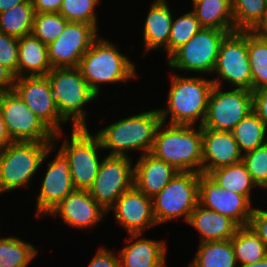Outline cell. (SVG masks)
Returning <instances> with one entry per match:
<instances>
[{
  "mask_svg": "<svg viewBox=\"0 0 267 267\" xmlns=\"http://www.w3.org/2000/svg\"><path fill=\"white\" fill-rule=\"evenodd\" d=\"M162 123L159 108L121 119L95 135L102 150L110 149L108 156H128V151L141 150L142 155L151 152L155 135Z\"/></svg>",
  "mask_w": 267,
  "mask_h": 267,
  "instance_id": "6da1fadb",
  "label": "cell"
},
{
  "mask_svg": "<svg viewBox=\"0 0 267 267\" xmlns=\"http://www.w3.org/2000/svg\"><path fill=\"white\" fill-rule=\"evenodd\" d=\"M150 153L180 172L201 173L202 126L195 129L191 125L168 124L166 127L162 122Z\"/></svg>",
  "mask_w": 267,
  "mask_h": 267,
  "instance_id": "7a4b0ae2",
  "label": "cell"
},
{
  "mask_svg": "<svg viewBox=\"0 0 267 267\" xmlns=\"http://www.w3.org/2000/svg\"><path fill=\"white\" fill-rule=\"evenodd\" d=\"M171 79V87L167 94V108L159 109L162 122L166 123V118L170 115L168 124L194 126L200 119L199 126H202L213 87L212 80L198 76L181 77L177 74H174Z\"/></svg>",
  "mask_w": 267,
  "mask_h": 267,
  "instance_id": "3957f363",
  "label": "cell"
},
{
  "mask_svg": "<svg viewBox=\"0 0 267 267\" xmlns=\"http://www.w3.org/2000/svg\"><path fill=\"white\" fill-rule=\"evenodd\" d=\"M62 133L53 142H11L0 152V193L29 187L31 178L44 163ZM0 194V195H1Z\"/></svg>",
  "mask_w": 267,
  "mask_h": 267,
  "instance_id": "277c9868",
  "label": "cell"
},
{
  "mask_svg": "<svg viewBox=\"0 0 267 267\" xmlns=\"http://www.w3.org/2000/svg\"><path fill=\"white\" fill-rule=\"evenodd\" d=\"M89 87L99 96L100 84L127 83L137 77L135 63L105 38L98 37L78 65Z\"/></svg>",
  "mask_w": 267,
  "mask_h": 267,
  "instance_id": "5b68a950",
  "label": "cell"
},
{
  "mask_svg": "<svg viewBox=\"0 0 267 267\" xmlns=\"http://www.w3.org/2000/svg\"><path fill=\"white\" fill-rule=\"evenodd\" d=\"M60 115L72 128H87L84 105L98 95L89 87L78 67L52 68L46 75Z\"/></svg>",
  "mask_w": 267,
  "mask_h": 267,
  "instance_id": "8992f818",
  "label": "cell"
},
{
  "mask_svg": "<svg viewBox=\"0 0 267 267\" xmlns=\"http://www.w3.org/2000/svg\"><path fill=\"white\" fill-rule=\"evenodd\" d=\"M199 176L197 172H178L152 198L153 213L158 224L183 217L188 223L191 212L198 204Z\"/></svg>",
  "mask_w": 267,
  "mask_h": 267,
  "instance_id": "52a82bcc",
  "label": "cell"
},
{
  "mask_svg": "<svg viewBox=\"0 0 267 267\" xmlns=\"http://www.w3.org/2000/svg\"><path fill=\"white\" fill-rule=\"evenodd\" d=\"M65 139L59 150L69 161L73 185L75 189L89 190L102 162L98 156L103 149L101 142L88 127L72 128L70 138Z\"/></svg>",
  "mask_w": 267,
  "mask_h": 267,
  "instance_id": "ba28073f",
  "label": "cell"
},
{
  "mask_svg": "<svg viewBox=\"0 0 267 267\" xmlns=\"http://www.w3.org/2000/svg\"><path fill=\"white\" fill-rule=\"evenodd\" d=\"M234 31L202 28L186 44L175 50L167 59L172 69L187 73H213L219 47L224 37Z\"/></svg>",
  "mask_w": 267,
  "mask_h": 267,
  "instance_id": "9c48e42d",
  "label": "cell"
},
{
  "mask_svg": "<svg viewBox=\"0 0 267 267\" xmlns=\"http://www.w3.org/2000/svg\"><path fill=\"white\" fill-rule=\"evenodd\" d=\"M211 79L213 85L222 86V81L235 89L252 91V73L247 48V31L228 33L222 40ZM221 78V79H219Z\"/></svg>",
  "mask_w": 267,
  "mask_h": 267,
  "instance_id": "30bf717a",
  "label": "cell"
},
{
  "mask_svg": "<svg viewBox=\"0 0 267 267\" xmlns=\"http://www.w3.org/2000/svg\"><path fill=\"white\" fill-rule=\"evenodd\" d=\"M0 111L12 142H53L55 134L13 90L0 94Z\"/></svg>",
  "mask_w": 267,
  "mask_h": 267,
  "instance_id": "8fae6325",
  "label": "cell"
},
{
  "mask_svg": "<svg viewBox=\"0 0 267 267\" xmlns=\"http://www.w3.org/2000/svg\"><path fill=\"white\" fill-rule=\"evenodd\" d=\"M221 89L213 85L202 127L231 132L245 116L253 111L252 91L233 88L226 92Z\"/></svg>",
  "mask_w": 267,
  "mask_h": 267,
  "instance_id": "7c38bea8",
  "label": "cell"
},
{
  "mask_svg": "<svg viewBox=\"0 0 267 267\" xmlns=\"http://www.w3.org/2000/svg\"><path fill=\"white\" fill-rule=\"evenodd\" d=\"M130 159L129 156L106 155L88 190L107 213L115 201L134 186V165Z\"/></svg>",
  "mask_w": 267,
  "mask_h": 267,
  "instance_id": "4fadbf2b",
  "label": "cell"
},
{
  "mask_svg": "<svg viewBox=\"0 0 267 267\" xmlns=\"http://www.w3.org/2000/svg\"><path fill=\"white\" fill-rule=\"evenodd\" d=\"M14 91L54 134L63 133L61 123L67 121L60 115L47 76L18 77Z\"/></svg>",
  "mask_w": 267,
  "mask_h": 267,
  "instance_id": "5bb4252c",
  "label": "cell"
},
{
  "mask_svg": "<svg viewBox=\"0 0 267 267\" xmlns=\"http://www.w3.org/2000/svg\"><path fill=\"white\" fill-rule=\"evenodd\" d=\"M94 25L68 21L61 36L48 47L52 68L78 67L81 58L98 38Z\"/></svg>",
  "mask_w": 267,
  "mask_h": 267,
  "instance_id": "9a60e30c",
  "label": "cell"
},
{
  "mask_svg": "<svg viewBox=\"0 0 267 267\" xmlns=\"http://www.w3.org/2000/svg\"><path fill=\"white\" fill-rule=\"evenodd\" d=\"M198 203L232 219L239 227L247 226L252 203L244 196L222 189L208 174L200 173Z\"/></svg>",
  "mask_w": 267,
  "mask_h": 267,
  "instance_id": "2e32d148",
  "label": "cell"
},
{
  "mask_svg": "<svg viewBox=\"0 0 267 267\" xmlns=\"http://www.w3.org/2000/svg\"><path fill=\"white\" fill-rule=\"evenodd\" d=\"M48 163V168L42 180L41 189L36 204V216H47L75 187L72 182L70 165L67 157L60 151Z\"/></svg>",
  "mask_w": 267,
  "mask_h": 267,
  "instance_id": "e0dca14e",
  "label": "cell"
},
{
  "mask_svg": "<svg viewBox=\"0 0 267 267\" xmlns=\"http://www.w3.org/2000/svg\"><path fill=\"white\" fill-rule=\"evenodd\" d=\"M110 209H113L116 221L128 234H143L148 227L157 225L152 198L135 186L124 192Z\"/></svg>",
  "mask_w": 267,
  "mask_h": 267,
  "instance_id": "ac0fdd59",
  "label": "cell"
},
{
  "mask_svg": "<svg viewBox=\"0 0 267 267\" xmlns=\"http://www.w3.org/2000/svg\"><path fill=\"white\" fill-rule=\"evenodd\" d=\"M60 216L69 227L84 229L94 227L107 216L88 190L75 189L57 204L48 215Z\"/></svg>",
  "mask_w": 267,
  "mask_h": 267,
  "instance_id": "d6986e66",
  "label": "cell"
},
{
  "mask_svg": "<svg viewBox=\"0 0 267 267\" xmlns=\"http://www.w3.org/2000/svg\"><path fill=\"white\" fill-rule=\"evenodd\" d=\"M242 157L232 132L202 127L201 173L209 174L216 168L237 164Z\"/></svg>",
  "mask_w": 267,
  "mask_h": 267,
  "instance_id": "ffe728a7",
  "label": "cell"
},
{
  "mask_svg": "<svg viewBox=\"0 0 267 267\" xmlns=\"http://www.w3.org/2000/svg\"><path fill=\"white\" fill-rule=\"evenodd\" d=\"M179 171L150 152L134 164V186L146 196L157 195Z\"/></svg>",
  "mask_w": 267,
  "mask_h": 267,
  "instance_id": "44dd1931",
  "label": "cell"
},
{
  "mask_svg": "<svg viewBox=\"0 0 267 267\" xmlns=\"http://www.w3.org/2000/svg\"><path fill=\"white\" fill-rule=\"evenodd\" d=\"M130 244L119 252L120 267H165L166 242L128 234ZM142 236V238H140ZM133 241V242H132Z\"/></svg>",
  "mask_w": 267,
  "mask_h": 267,
  "instance_id": "7402d4cb",
  "label": "cell"
},
{
  "mask_svg": "<svg viewBox=\"0 0 267 267\" xmlns=\"http://www.w3.org/2000/svg\"><path fill=\"white\" fill-rule=\"evenodd\" d=\"M167 0H155L145 19L143 39L145 53L164 48L169 57V36L173 20Z\"/></svg>",
  "mask_w": 267,
  "mask_h": 267,
  "instance_id": "603a6c76",
  "label": "cell"
},
{
  "mask_svg": "<svg viewBox=\"0 0 267 267\" xmlns=\"http://www.w3.org/2000/svg\"><path fill=\"white\" fill-rule=\"evenodd\" d=\"M188 224L200 233V242L225 241L231 239L238 225L229 217L204 208L199 203L191 212Z\"/></svg>",
  "mask_w": 267,
  "mask_h": 267,
  "instance_id": "cb8c5ba5",
  "label": "cell"
},
{
  "mask_svg": "<svg viewBox=\"0 0 267 267\" xmlns=\"http://www.w3.org/2000/svg\"><path fill=\"white\" fill-rule=\"evenodd\" d=\"M18 77L46 76L52 69L48 47L32 34L18 39Z\"/></svg>",
  "mask_w": 267,
  "mask_h": 267,
  "instance_id": "d4e9b609",
  "label": "cell"
},
{
  "mask_svg": "<svg viewBox=\"0 0 267 267\" xmlns=\"http://www.w3.org/2000/svg\"><path fill=\"white\" fill-rule=\"evenodd\" d=\"M192 11L202 28L235 31L232 0H201Z\"/></svg>",
  "mask_w": 267,
  "mask_h": 267,
  "instance_id": "484cf974",
  "label": "cell"
},
{
  "mask_svg": "<svg viewBox=\"0 0 267 267\" xmlns=\"http://www.w3.org/2000/svg\"><path fill=\"white\" fill-rule=\"evenodd\" d=\"M188 267H237L231 239L199 243L196 256Z\"/></svg>",
  "mask_w": 267,
  "mask_h": 267,
  "instance_id": "4316f807",
  "label": "cell"
},
{
  "mask_svg": "<svg viewBox=\"0 0 267 267\" xmlns=\"http://www.w3.org/2000/svg\"><path fill=\"white\" fill-rule=\"evenodd\" d=\"M216 183L225 190L233 191L236 194L244 195L251 202L253 187H257L241 162L233 165L223 166L214 169L208 174Z\"/></svg>",
  "mask_w": 267,
  "mask_h": 267,
  "instance_id": "83f0119b",
  "label": "cell"
},
{
  "mask_svg": "<svg viewBox=\"0 0 267 267\" xmlns=\"http://www.w3.org/2000/svg\"><path fill=\"white\" fill-rule=\"evenodd\" d=\"M231 243L237 264L256 263L267 256L264 243L249 225L238 227Z\"/></svg>",
  "mask_w": 267,
  "mask_h": 267,
  "instance_id": "f1b7e54d",
  "label": "cell"
},
{
  "mask_svg": "<svg viewBox=\"0 0 267 267\" xmlns=\"http://www.w3.org/2000/svg\"><path fill=\"white\" fill-rule=\"evenodd\" d=\"M247 48L252 73V91L267 89V37L247 31Z\"/></svg>",
  "mask_w": 267,
  "mask_h": 267,
  "instance_id": "f546056e",
  "label": "cell"
},
{
  "mask_svg": "<svg viewBox=\"0 0 267 267\" xmlns=\"http://www.w3.org/2000/svg\"><path fill=\"white\" fill-rule=\"evenodd\" d=\"M235 31H258L267 19L265 0H232Z\"/></svg>",
  "mask_w": 267,
  "mask_h": 267,
  "instance_id": "4dcf8cb0",
  "label": "cell"
},
{
  "mask_svg": "<svg viewBox=\"0 0 267 267\" xmlns=\"http://www.w3.org/2000/svg\"><path fill=\"white\" fill-rule=\"evenodd\" d=\"M231 132L242 154L267 143V127L254 111L245 116Z\"/></svg>",
  "mask_w": 267,
  "mask_h": 267,
  "instance_id": "1f68e13d",
  "label": "cell"
},
{
  "mask_svg": "<svg viewBox=\"0 0 267 267\" xmlns=\"http://www.w3.org/2000/svg\"><path fill=\"white\" fill-rule=\"evenodd\" d=\"M35 10L31 0L0 13V31L19 39L31 34Z\"/></svg>",
  "mask_w": 267,
  "mask_h": 267,
  "instance_id": "d6a6232c",
  "label": "cell"
},
{
  "mask_svg": "<svg viewBox=\"0 0 267 267\" xmlns=\"http://www.w3.org/2000/svg\"><path fill=\"white\" fill-rule=\"evenodd\" d=\"M38 251L18 237H1L0 267H27Z\"/></svg>",
  "mask_w": 267,
  "mask_h": 267,
  "instance_id": "836d02e7",
  "label": "cell"
},
{
  "mask_svg": "<svg viewBox=\"0 0 267 267\" xmlns=\"http://www.w3.org/2000/svg\"><path fill=\"white\" fill-rule=\"evenodd\" d=\"M67 22L60 13H35L31 34L48 46L61 36Z\"/></svg>",
  "mask_w": 267,
  "mask_h": 267,
  "instance_id": "e575fe53",
  "label": "cell"
},
{
  "mask_svg": "<svg viewBox=\"0 0 267 267\" xmlns=\"http://www.w3.org/2000/svg\"><path fill=\"white\" fill-rule=\"evenodd\" d=\"M202 27L193 11L172 20L169 36V56L186 44Z\"/></svg>",
  "mask_w": 267,
  "mask_h": 267,
  "instance_id": "d590c367",
  "label": "cell"
},
{
  "mask_svg": "<svg viewBox=\"0 0 267 267\" xmlns=\"http://www.w3.org/2000/svg\"><path fill=\"white\" fill-rule=\"evenodd\" d=\"M100 0H63L59 13L67 20L94 25L98 29L96 6Z\"/></svg>",
  "mask_w": 267,
  "mask_h": 267,
  "instance_id": "8d00e7d4",
  "label": "cell"
},
{
  "mask_svg": "<svg viewBox=\"0 0 267 267\" xmlns=\"http://www.w3.org/2000/svg\"><path fill=\"white\" fill-rule=\"evenodd\" d=\"M242 163L257 187L267 183V143L243 154Z\"/></svg>",
  "mask_w": 267,
  "mask_h": 267,
  "instance_id": "74e56055",
  "label": "cell"
},
{
  "mask_svg": "<svg viewBox=\"0 0 267 267\" xmlns=\"http://www.w3.org/2000/svg\"><path fill=\"white\" fill-rule=\"evenodd\" d=\"M18 39L0 31V64L18 78Z\"/></svg>",
  "mask_w": 267,
  "mask_h": 267,
  "instance_id": "f35d334b",
  "label": "cell"
},
{
  "mask_svg": "<svg viewBox=\"0 0 267 267\" xmlns=\"http://www.w3.org/2000/svg\"><path fill=\"white\" fill-rule=\"evenodd\" d=\"M264 243L267 249V211L254 208L248 224Z\"/></svg>",
  "mask_w": 267,
  "mask_h": 267,
  "instance_id": "ab89813d",
  "label": "cell"
},
{
  "mask_svg": "<svg viewBox=\"0 0 267 267\" xmlns=\"http://www.w3.org/2000/svg\"><path fill=\"white\" fill-rule=\"evenodd\" d=\"M89 267H120L119 257L103 246L98 249Z\"/></svg>",
  "mask_w": 267,
  "mask_h": 267,
  "instance_id": "60d3db41",
  "label": "cell"
},
{
  "mask_svg": "<svg viewBox=\"0 0 267 267\" xmlns=\"http://www.w3.org/2000/svg\"><path fill=\"white\" fill-rule=\"evenodd\" d=\"M253 111L267 127V89L252 91Z\"/></svg>",
  "mask_w": 267,
  "mask_h": 267,
  "instance_id": "b9f144b4",
  "label": "cell"
},
{
  "mask_svg": "<svg viewBox=\"0 0 267 267\" xmlns=\"http://www.w3.org/2000/svg\"><path fill=\"white\" fill-rule=\"evenodd\" d=\"M35 13H59L63 0H31Z\"/></svg>",
  "mask_w": 267,
  "mask_h": 267,
  "instance_id": "7bdbcfd3",
  "label": "cell"
},
{
  "mask_svg": "<svg viewBox=\"0 0 267 267\" xmlns=\"http://www.w3.org/2000/svg\"><path fill=\"white\" fill-rule=\"evenodd\" d=\"M15 75L0 64V94L14 90Z\"/></svg>",
  "mask_w": 267,
  "mask_h": 267,
  "instance_id": "ee69618b",
  "label": "cell"
},
{
  "mask_svg": "<svg viewBox=\"0 0 267 267\" xmlns=\"http://www.w3.org/2000/svg\"><path fill=\"white\" fill-rule=\"evenodd\" d=\"M11 142L12 140L9 137L2 113L0 111V151L7 147Z\"/></svg>",
  "mask_w": 267,
  "mask_h": 267,
  "instance_id": "f6af8a7d",
  "label": "cell"
},
{
  "mask_svg": "<svg viewBox=\"0 0 267 267\" xmlns=\"http://www.w3.org/2000/svg\"><path fill=\"white\" fill-rule=\"evenodd\" d=\"M26 1L27 0H0V13L6 12L7 10H10L18 4Z\"/></svg>",
  "mask_w": 267,
  "mask_h": 267,
  "instance_id": "bcb514c9",
  "label": "cell"
},
{
  "mask_svg": "<svg viewBox=\"0 0 267 267\" xmlns=\"http://www.w3.org/2000/svg\"><path fill=\"white\" fill-rule=\"evenodd\" d=\"M237 266L238 267H267V256L264 259H262L261 261H258L256 263L237 265Z\"/></svg>",
  "mask_w": 267,
  "mask_h": 267,
  "instance_id": "7dc6e473",
  "label": "cell"
},
{
  "mask_svg": "<svg viewBox=\"0 0 267 267\" xmlns=\"http://www.w3.org/2000/svg\"><path fill=\"white\" fill-rule=\"evenodd\" d=\"M262 35L267 37V19L265 21V23L260 27V29L258 30Z\"/></svg>",
  "mask_w": 267,
  "mask_h": 267,
  "instance_id": "c3c4849f",
  "label": "cell"
},
{
  "mask_svg": "<svg viewBox=\"0 0 267 267\" xmlns=\"http://www.w3.org/2000/svg\"><path fill=\"white\" fill-rule=\"evenodd\" d=\"M201 0H192V4L194 5V4H196V3H198V2H200Z\"/></svg>",
  "mask_w": 267,
  "mask_h": 267,
  "instance_id": "681fc988",
  "label": "cell"
},
{
  "mask_svg": "<svg viewBox=\"0 0 267 267\" xmlns=\"http://www.w3.org/2000/svg\"><path fill=\"white\" fill-rule=\"evenodd\" d=\"M262 188L267 190V183Z\"/></svg>",
  "mask_w": 267,
  "mask_h": 267,
  "instance_id": "f907efd6",
  "label": "cell"
}]
</instances>
